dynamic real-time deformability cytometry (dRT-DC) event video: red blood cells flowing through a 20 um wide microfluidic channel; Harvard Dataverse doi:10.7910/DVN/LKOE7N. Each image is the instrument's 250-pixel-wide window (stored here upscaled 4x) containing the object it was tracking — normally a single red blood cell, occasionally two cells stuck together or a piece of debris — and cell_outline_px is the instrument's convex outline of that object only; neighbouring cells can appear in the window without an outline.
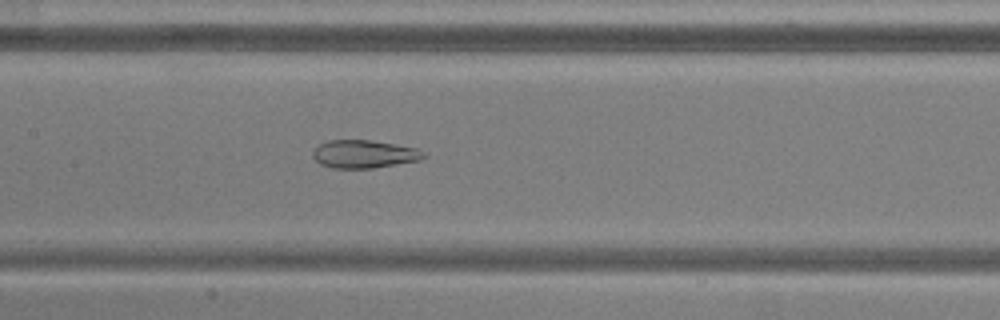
{"species": "common noctule bat (a hibernating species)", "species_latin": "Nyctalus noctula", "temperature_condition": "warm", "stored_images_in_passage": 45, "camera_frame_rate_fps": 3000, "um_per_image_px": 0.085, "animal": {"sex": "male", "body_mass_g": 20.5, "forearm_length_mm": 52.5}, "frame": {"image": 1, "passage_image": 24, "time_ms": 7.667, "image_size_px": [1000, 320], "cell_outline_px": [[428, 156], [420, 160], [372, 168], [332, 168], [320, 164], [312, 156], [312, 152], [320, 144], [328, 140], [372, 140], [416, 148], [428, 152]], "centroid_in_image_um": [30.98, 13.09], "position_along_channel_um": 176.4, "area_um2": 18.15}}
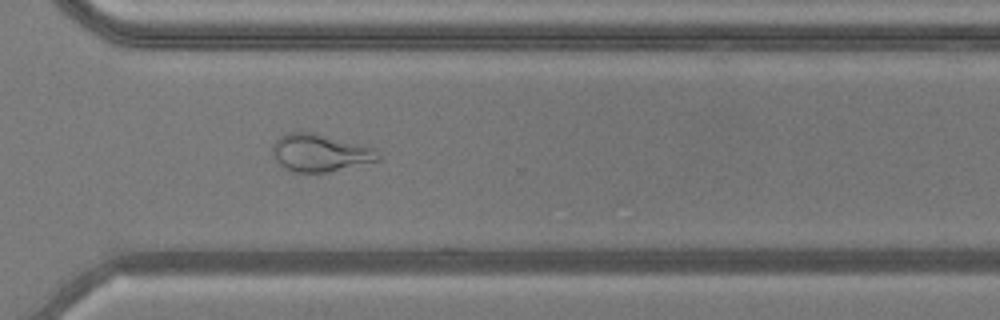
{"frame": {"image": 2, "passage_image": 37, "time_ms": 12.0, "image_size_px": [1000, 320], "cell_outline_px": [[380, 160], [328, 172], [292, 172], [284, 168], [272, 156], [272, 148], [276, 140], [280, 136], [288, 132], [316, 132], [376, 148], [380, 152]], "centroid_in_image_um": [27.22, 12.98], "position_along_channel_um": 343.4, "area_um2": 23.35}}
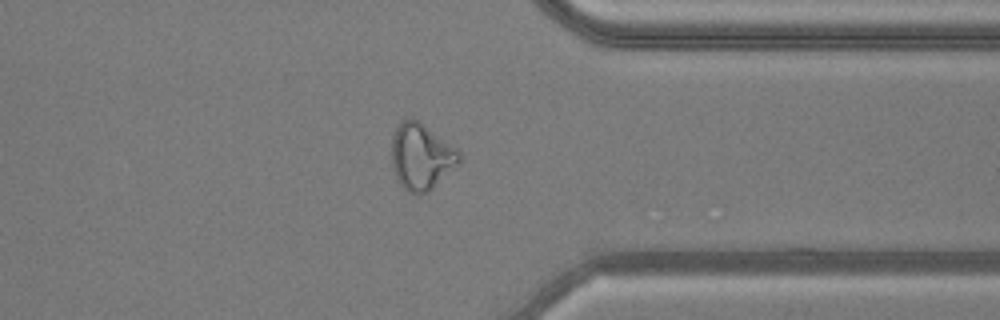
{"frame": {"image": 3, "passage_image": 40, "time_ms": 13.0, "image_size_px": [1000, 320], "cell_outline_px": [[460, 164], [428, 192], [420, 196], [416, 196], [408, 192], [396, 180], [392, 168], [392, 136], [400, 120], [412, 116], [456, 148], [460, 152]], "centroid_in_image_um": [35.79, 13.33], "position_along_channel_um": 375.6, "area_um2": 26.47}, "authors_computed_cell_mechanics": {"area_um2": 25.2008, "velocity_mm_per_s": 3.8756, "shape_relaxation_time_tau1_ms": null, "shape_relaxation_time_tau2_ms": 1.5323, "deformation_change_tau1": null, "deformation_change_tau2": 0.1043}}